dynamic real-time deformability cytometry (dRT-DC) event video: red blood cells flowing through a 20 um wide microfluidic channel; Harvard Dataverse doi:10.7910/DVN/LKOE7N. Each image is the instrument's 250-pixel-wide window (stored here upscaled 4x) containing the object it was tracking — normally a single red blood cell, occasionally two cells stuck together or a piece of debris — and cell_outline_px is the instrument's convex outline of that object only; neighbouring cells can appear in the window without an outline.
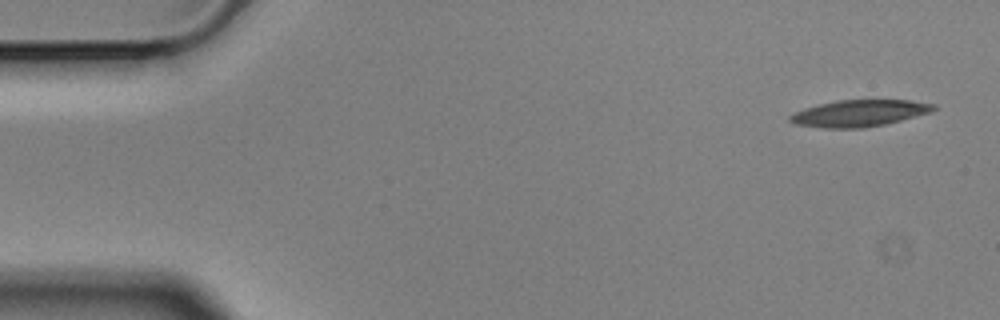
{"species": "Egyptian fruit bat (a non-hibernating species)", "species_latin": "Rousettus aegyptiacus", "temperature_condition": "cold", "stored_images_in_passage": 5, "camera_frame_rate_fps": 3000, "um_per_image_px": 0.085, "animal": {"sex": "male"}, "frame": {"image": 1, "passage_image": 1, "time_ms": 0.0, "image_size_px": [1000, 320], "cell_outline_px": [[936, 108], [928, 112], [900, 120], [884, 124], [864, 128], [824, 128], [796, 124], [788, 120], [788, 116], [804, 108], [836, 100], [908, 100], [936, 104]], "centroid_in_image_um": [73.0, 9.62], "position_along_channel_um": 12.0, "area_um2": 22.02}}
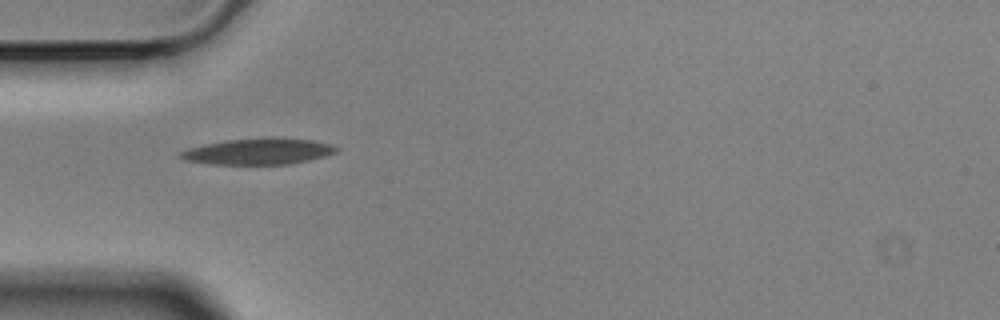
{"frame": {"image": 2, "passage_image": 4, "time_ms": 1.0, "image_size_px": [1000, 320], "cell_outline_px": [[340, 148], [336, 152], [324, 156], [308, 160], [288, 164], [212, 164], [184, 160], [180, 156], [180, 152], [188, 148], [204, 144], [228, 140], [272, 136], [312, 140], [332, 144]], "centroid_in_image_um": [21.99, 12.85], "position_along_channel_um": 63.0, "area_um2": 23.87}}
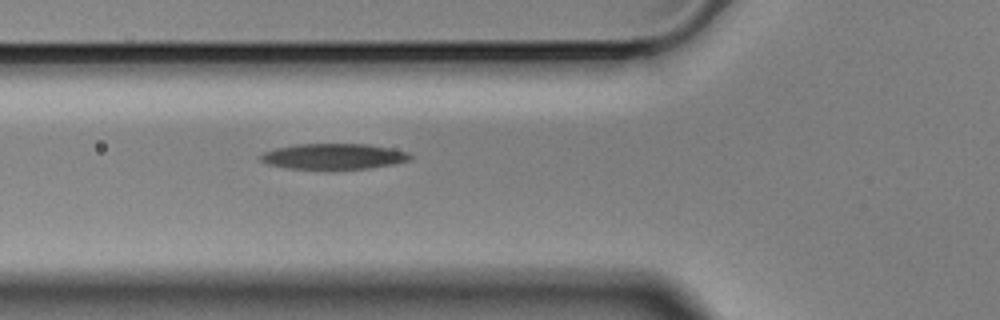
{"frame": {"image": 3, "passage_image": 5, "time_ms": 1.333, "image_size_px": [1000, 320], "cell_outline_px": [[412, 160], [392, 164], [368, 168], [288, 168], [268, 164], [260, 160], [260, 156], [264, 152], [276, 148], [296, 144], [368, 144], [408, 152], [412, 156]], "centroid_in_image_um": [28.37, 13.28], "position_along_channel_um": 97.4, "area_um2": 21.96}}